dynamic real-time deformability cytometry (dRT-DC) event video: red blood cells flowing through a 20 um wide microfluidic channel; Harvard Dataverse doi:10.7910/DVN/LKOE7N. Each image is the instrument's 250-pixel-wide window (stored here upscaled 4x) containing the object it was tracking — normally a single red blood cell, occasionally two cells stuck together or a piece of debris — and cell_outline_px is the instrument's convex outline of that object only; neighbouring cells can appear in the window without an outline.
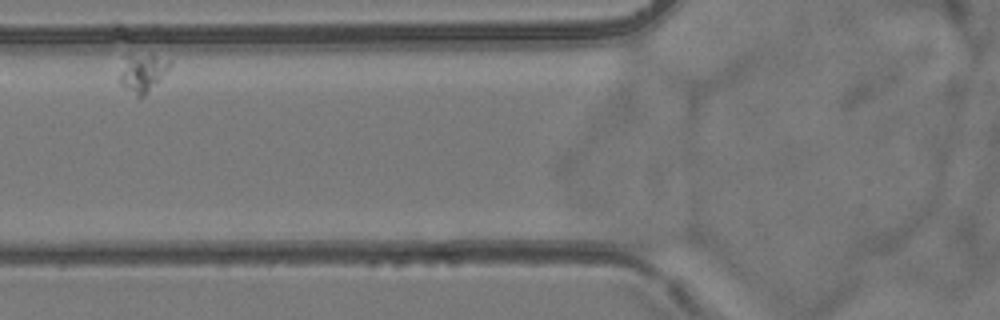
{"species": "common noctule bat (a hibernating species)", "species_latin": "Nyctalus noctula", "temperature_condition": "room temperature", "stored_images_in_passage": 3, "camera_frame_rate_fps": 3000, "um_per_image_px": 0.085, "animal": {"sex": "female", "body_mass_g": 24.6, "forearm_length_mm": 56.2}, "frame": {"image": 1, "passage_image": 2, "time_ms": 1.333, "image_size_px": [1000, 320], "cell_outline_px": [[172, 64], [144, 96], [140, 100], [136, 100], [120, 84], [120, 56], [156, 56], [172, 60]], "centroid_in_image_um": [12.04, 6.24], "position_along_channel_um": 113.8, "area_um2": 11.27}}